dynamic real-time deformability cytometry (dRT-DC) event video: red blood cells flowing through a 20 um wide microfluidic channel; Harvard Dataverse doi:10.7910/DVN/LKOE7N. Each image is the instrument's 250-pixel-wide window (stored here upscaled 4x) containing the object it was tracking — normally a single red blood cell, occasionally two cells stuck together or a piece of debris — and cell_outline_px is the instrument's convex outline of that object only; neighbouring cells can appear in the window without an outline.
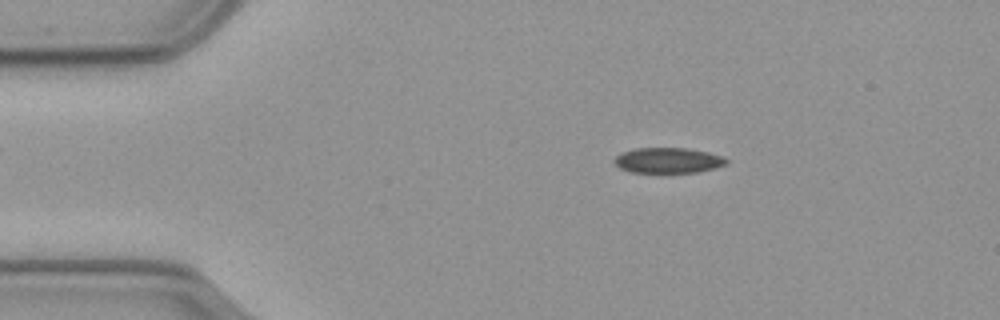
{"species": "common noctule bat (a hibernating species)", "species_latin": "Nyctalus noctula", "temperature_condition": "cold", "stored_images_in_passage": 57, "camera_frame_rate_fps": 3000, "um_per_image_px": 0.085, "animal": {"sex": "male", "body_mass_g": 23.1, "forearm_length_mm": 52.7}, "frame": {"image": 1, "passage_image": 9, "time_ms": 2.667, "image_size_px": [1000, 320], "cell_outline_px": [[728, 164], [696, 172], [632, 172], [620, 168], [612, 160], [620, 152], [636, 148], [688, 148], [708, 152], [724, 156], [728, 160]], "centroid_in_image_um": [56.78, 13.62], "position_along_channel_um": 28.2, "area_um2": 16.59}}
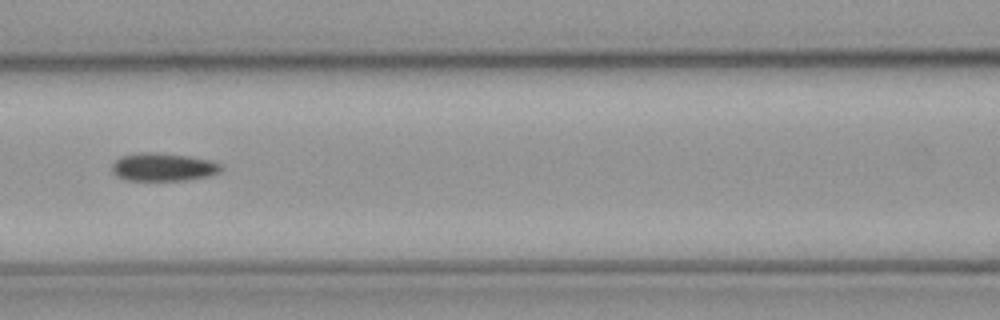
{"frame": {"image": 2, "passage_image": 24, "time_ms": 7.667, "image_size_px": [1000, 320], "cell_outline_px": [[224, 168], [220, 172], [208, 176], [184, 180], [124, 180], [116, 176], [112, 172], [112, 164], [120, 156], [140, 152], [152, 152], [188, 156], [212, 160], [224, 164]], "centroid_in_image_um": [13.89, 14.19], "position_along_channel_um": 152.7, "area_um2": 18.03}}
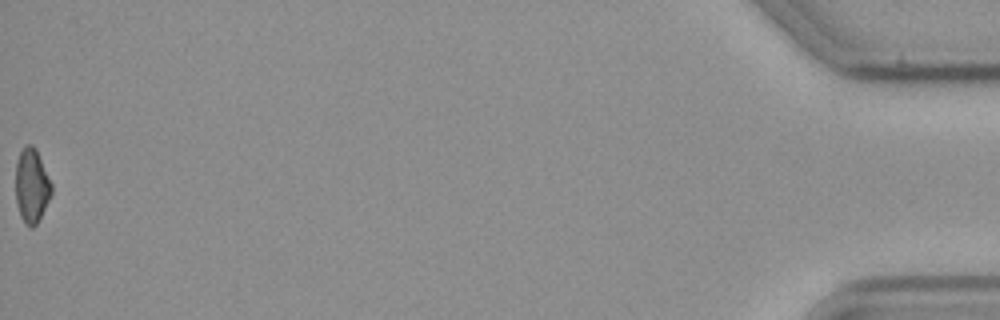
{"frame": {"image": 3, "passage_image": 57, "time_ms": 18.667, "image_size_px": [1000, 320], "cell_outline_px": [[52, 192], [36, 224], [32, 228], [28, 228], [24, 224], [20, 216], [16, 204], [16, 164], [20, 152], [24, 144], [32, 144], [36, 148], [52, 184]], "centroid_in_image_um": [2.68, 15.78], "position_along_channel_um": 432.5, "area_um2": 15.55}, "authors_computed_cell_mechanics": {"area_um2": 16.9932, "velocity_mm_per_s": 3.5501, "shape_relaxation_time_tau1_ms": 7.8519, "shape_relaxation_time_tau2_ms": null, "deformation_change_tau1": 0.1086, "deformation_change_tau2": null}}